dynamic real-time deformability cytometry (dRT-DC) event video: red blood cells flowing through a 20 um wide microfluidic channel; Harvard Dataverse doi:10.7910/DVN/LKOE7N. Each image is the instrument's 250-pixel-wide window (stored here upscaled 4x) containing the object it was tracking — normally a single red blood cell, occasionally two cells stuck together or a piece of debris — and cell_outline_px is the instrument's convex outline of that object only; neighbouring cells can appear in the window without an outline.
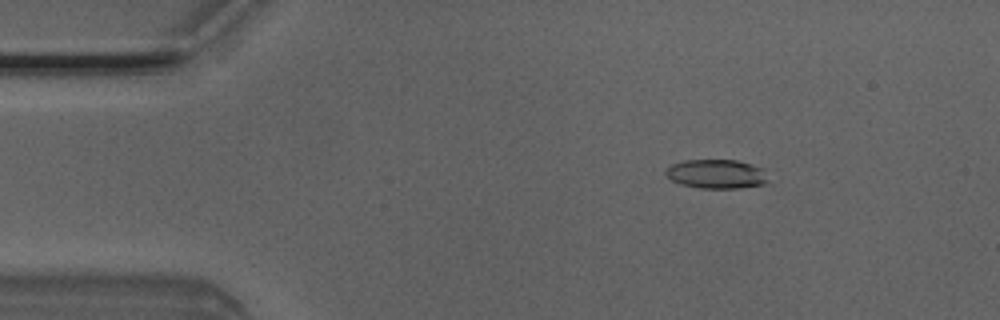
{"species": "Egyptian fruit bat (a non-hibernating species)", "species_latin": "Rousettus aegyptiacus", "temperature_condition": "room temperature", "stored_images_in_passage": 5, "camera_frame_rate_fps": 3000, "um_per_image_px": 0.085, "animal": {"sex": "male"}, "frame": {"image": 1, "passage_image": 3, "time_ms": 0.667, "image_size_px": [1000, 320], "cell_outline_px": [[768, 180], [764, 184], [736, 188], [700, 188], [680, 184], [672, 180], [664, 172], [664, 168], [672, 164], [684, 160], [736, 160], [752, 164], [764, 168]], "centroid_in_image_um": [60.89, 14.78], "position_along_channel_um": 24.1, "area_um2": 17.46}}